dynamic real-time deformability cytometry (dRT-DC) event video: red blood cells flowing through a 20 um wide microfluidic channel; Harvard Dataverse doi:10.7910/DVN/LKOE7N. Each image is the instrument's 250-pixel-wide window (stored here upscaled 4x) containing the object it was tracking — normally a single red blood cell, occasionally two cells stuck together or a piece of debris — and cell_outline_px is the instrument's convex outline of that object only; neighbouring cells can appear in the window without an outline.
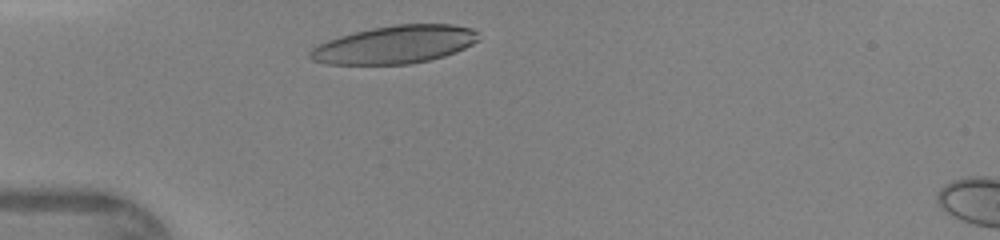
{"species": "human", "species_latin": "Homo sapiens", "temperature_condition": "warm", "stored_images_in_passage": 27, "camera_frame_rate_fps": 3000, "um_per_image_px": 0.085, "donor": {"sex": "female"}, "frame": {"image": 1, "passage_image": 2, "time_ms": 0.333, "image_size_px": [1000, 240], "cell_outline_px": [[480, 40], [456, 52], [444, 56], [428, 60], [408, 64], [328, 64], [312, 60], [308, 56], [308, 52], [316, 44], [340, 36], [372, 28], [396, 24], [452, 24], [472, 28], [476, 32]], "centroid_in_image_um": [33.55, 3.79], "position_along_channel_um": 51.4, "area_um2": 37.17}}
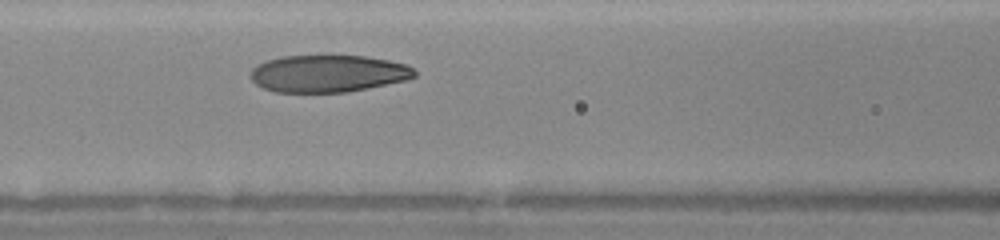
{"frame": {"image": 2, "passage_image": 9, "time_ms": 2.667, "image_size_px": [1000, 240], "cell_outline_px": [[416, 76], [408, 80], [368, 88], [344, 92], [276, 92], [264, 88], [256, 84], [248, 76], [252, 68], [268, 60], [284, 56], [364, 56], [388, 60], [404, 64], [412, 68], [416, 72]], "centroid_in_image_um": [27.89, 6.26], "position_along_channel_um": 138.7, "area_um2": 35.37}}
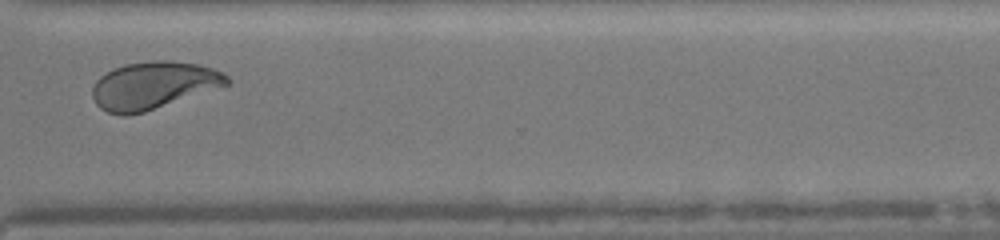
{"frame": {"image": 3, "passage_image": 24, "time_ms": 7.667, "image_size_px": [1000, 240], "cell_outline_px": [[232, 80], [228, 84], [144, 112], [124, 116], [108, 112], [100, 108], [96, 104], [92, 96], [92, 88], [96, 80], [100, 76], [124, 64], [152, 60], [172, 60], [196, 64], [212, 68], [228, 76]], "centroid_in_image_um": [13.0, 7.25], "position_along_channel_um": 357.6, "area_um2": 36.82}}